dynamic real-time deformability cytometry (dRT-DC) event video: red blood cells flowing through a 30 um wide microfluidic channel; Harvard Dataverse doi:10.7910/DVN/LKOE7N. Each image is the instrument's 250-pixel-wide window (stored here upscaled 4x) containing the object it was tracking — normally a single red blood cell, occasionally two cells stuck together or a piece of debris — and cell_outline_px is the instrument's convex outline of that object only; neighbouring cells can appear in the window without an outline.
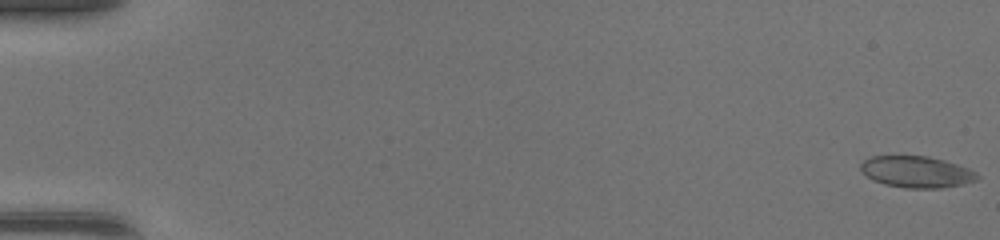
{"species": "common noctule bat (a hibernating species)", "species_latin": "Nyctalus noctula", "temperature_condition": "warm", "stored_images_in_passage": 14, "camera_frame_rate_fps": 3000, "um_per_image_px": 0.085, "animal": {"sex": "female", "body_mass_g": 17.0, "forearm_length_mm": 48.0}, "frame": {"image": 1, "passage_image": 1, "time_ms": 0.0, "image_size_px": [1000, 240], "cell_outline_px": [[980, 176], [976, 180], [960, 184], [940, 188], [904, 188], [884, 184], [872, 180], [860, 172], [860, 164], [864, 160], [872, 156], [928, 156], [944, 160], [968, 168], [976, 172]], "centroid_in_image_um": [77.86, 14.61], "position_along_channel_um": 7.1, "area_um2": 21.39}}